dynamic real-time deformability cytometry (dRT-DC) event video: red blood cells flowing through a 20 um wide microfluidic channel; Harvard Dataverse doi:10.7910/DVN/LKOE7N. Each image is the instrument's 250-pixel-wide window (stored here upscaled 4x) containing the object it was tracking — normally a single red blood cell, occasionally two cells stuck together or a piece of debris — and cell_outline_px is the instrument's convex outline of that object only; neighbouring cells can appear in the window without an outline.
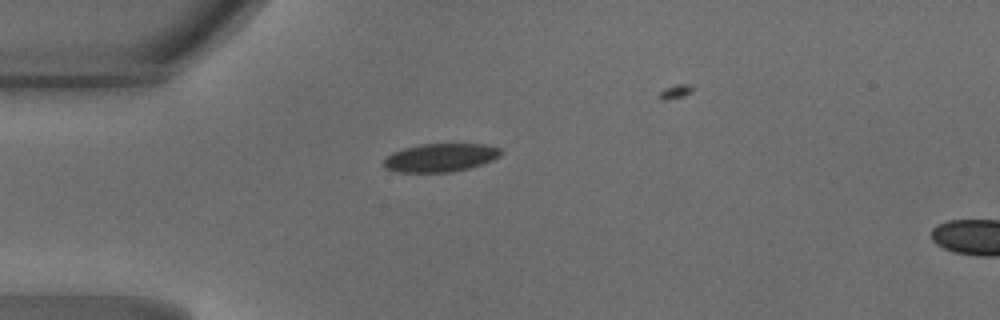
{"species": "common noctule bat (a hibernating species)", "species_latin": "Nyctalus noctula", "temperature_condition": "warm", "stored_images_in_passage": 28, "camera_frame_rate_fps": 3000, "um_per_image_px": 0.085, "animal": {"sex": "male", "body_mass_g": 18.8}, "frame": {"image": 1, "passage_image": 1, "time_ms": 0.0, "image_size_px": [1000, 320], "cell_outline_px": [[504, 152], [500, 156], [492, 160], [468, 168], [452, 172], [396, 172], [384, 168], [380, 164], [384, 156], [392, 152], [404, 148], [420, 144], [484, 144], [500, 148]], "centroid_in_image_um": [37.36, 13.4], "position_along_channel_um": 47.6, "area_um2": 19.59}}
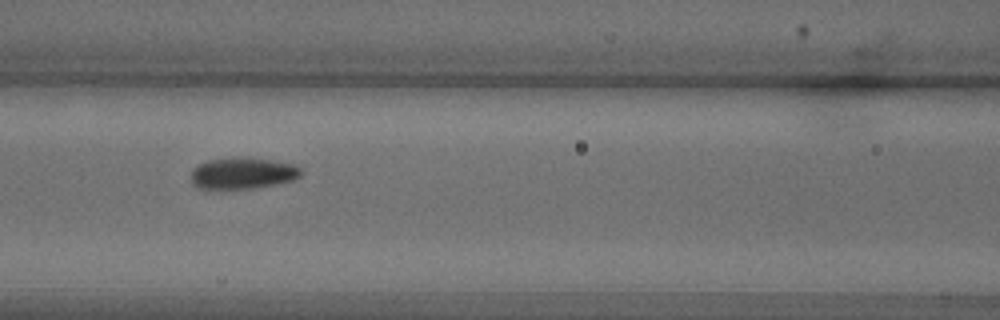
{"frame": {"image": 2, "passage_image": 9, "time_ms": 2.667, "image_size_px": [1000, 320], "cell_outline_px": [[300, 176], [292, 180], [252, 188], [200, 188], [192, 184], [192, 172], [200, 164], [208, 160], [244, 156], [272, 160], [292, 164], [300, 168]], "centroid_in_image_um": [20.63, 14.7], "position_along_channel_um": 146.0, "area_um2": 19.71}}
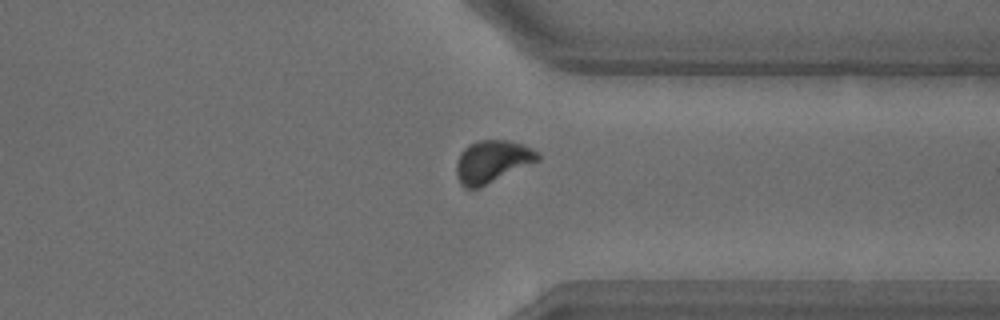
{"frame": {"image": 3, "passage_image": 25, "time_ms": 8.0, "image_size_px": [1000, 320], "cell_outline_px": [[540, 160], [480, 188], [464, 188], [460, 184], [456, 176], [456, 164], [460, 152], [468, 144], [476, 140], [508, 140], [532, 148], [540, 152]], "centroid_in_image_um": [41.82, 13.73], "position_along_channel_um": 369.6, "area_um2": 20.4}}